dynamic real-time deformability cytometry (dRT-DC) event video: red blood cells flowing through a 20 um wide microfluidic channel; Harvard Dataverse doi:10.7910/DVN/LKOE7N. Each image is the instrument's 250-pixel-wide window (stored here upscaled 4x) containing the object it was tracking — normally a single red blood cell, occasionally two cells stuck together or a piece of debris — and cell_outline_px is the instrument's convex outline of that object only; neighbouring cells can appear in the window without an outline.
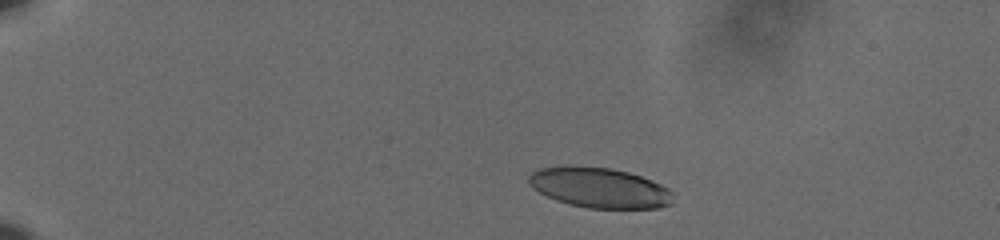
{"species": "human", "species_latin": "Homo sapiens", "temperature_condition": "cold", "stored_images_in_passage": 47, "camera_frame_rate_fps": 3000, "um_per_image_px": 0.085, "donor": {"sex": "male"}, "frame": {"image": 1, "passage_image": 1, "time_ms": 0.0, "image_size_px": [1000, 240], "cell_outline_px": [[672, 204], [660, 208], [588, 208], [556, 200], [532, 188], [528, 184], [528, 176], [532, 172], [540, 168], [608, 168], [628, 172], [652, 180], [668, 188], [672, 192]], "centroid_in_image_um": [51.01, 15.99], "position_along_channel_um": 34.0, "area_um2": 33.0}}
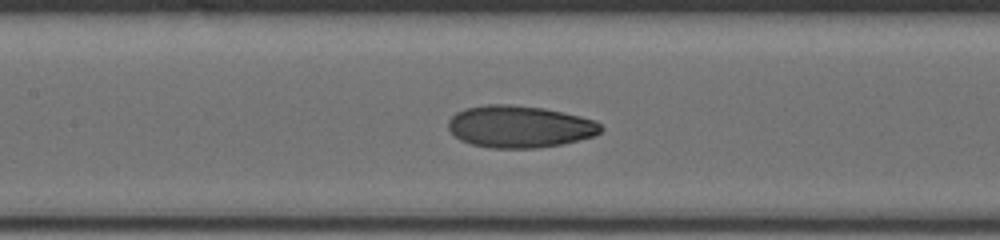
{"frame": {"image": 2, "passage_image": 19, "time_ms": 6.0, "image_size_px": [1000, 240], "cell_outline_px": [[604, 128], [600, 132], [592, 136], [560, 144], [536, 148], [492, 148], [472, 144], [460, 140], [448, 128], [448, 120], [456, 112], [468, 108], [488, 104], [508, 104], [544, 108], [580, 116], [596, 120]], "centroid_in_image_um": [44.16, 10.76], "position_along_channel_um": 163.2, "area_um2": 37.17}}
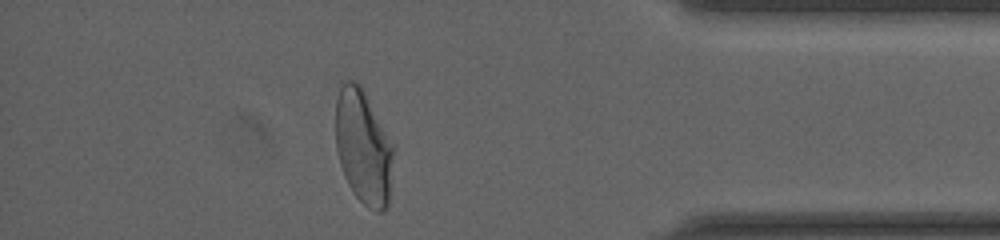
{"frame": {"image": 3, "passage_image": 41, "time_ms": 13.333, "image_size_px": [1000, 240], "cell_outline_px": [[396, 148], [388, 204], [384, 212], [376, 212], [368, 208], [352, 192], [344, 176], [340, 164], [336, 148], [336, 100], [340, 84], [344, 80], [356, 80], [360, 84], [396, 144]], "centroid_in_image_um": [30.93, 12.48], "position_along_channel_um": 404.3, "area_um2": 39.77}, "authors_computed_cell_mechanics": {"area_um2": 36.703, "velocity_mm_per_s": 3.6332, "shape_relaxation_time_tau1_ms": 6.232, "shape_relaxation_time_tau2_ms": 1.5182, "deformation_change_tau1": 0.1883, "deformation_change_tau2": 0.0658}}